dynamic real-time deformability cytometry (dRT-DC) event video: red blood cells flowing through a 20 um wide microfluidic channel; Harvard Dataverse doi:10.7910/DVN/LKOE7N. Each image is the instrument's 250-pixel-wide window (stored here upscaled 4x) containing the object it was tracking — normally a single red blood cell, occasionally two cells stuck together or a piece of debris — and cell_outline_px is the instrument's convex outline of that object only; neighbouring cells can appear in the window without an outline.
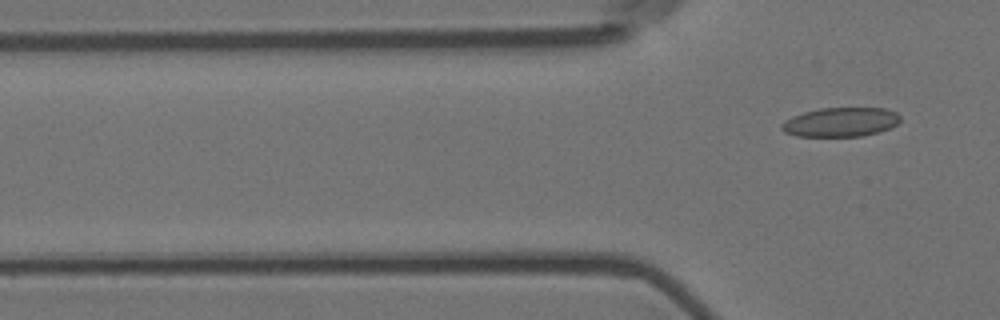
{"species": "Egyptian fruit bat (a non-hibernating species)", "species_latin": "Rousettus aegyptiacus", "temperature_condition": "room temperature", "stored_images_in_passage": 6, "camera_frame_rate_fps": 3000, "um_per_image_px": 0.085, "animal": {"sex": "female"}, "frame": {"image": 1, "passage_image": 6, "time_ms": 1.667, "image_size_px": [1000, 320], "cell_outline_px": [[900, 120], [896, 124], [888, 128], [876, 132], [860, 136], [796, 136], [784, 132], [780, 128], [780, 124], [784, 120], [792, 116], [804, 112], [820, 108], [884, 108], [896, 112], [900, 116]], "centroid_in_image_um": [71.4, 10.37], "position_along_channel_um": 54.4, "area_um2": 20.11}}